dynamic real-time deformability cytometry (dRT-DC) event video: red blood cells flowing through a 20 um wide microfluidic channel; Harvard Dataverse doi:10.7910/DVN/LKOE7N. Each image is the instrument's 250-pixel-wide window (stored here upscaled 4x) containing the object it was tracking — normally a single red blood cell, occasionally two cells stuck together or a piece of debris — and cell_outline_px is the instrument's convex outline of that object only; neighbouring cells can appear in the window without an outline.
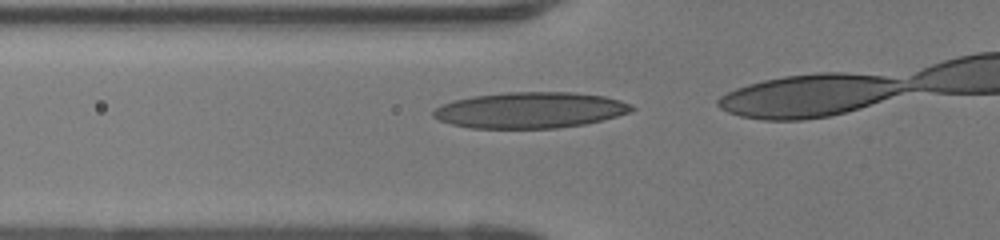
{"species": "human", "species_latin": "Homo sapiens", "temperature_condition": "room temperature", "stored_images_in_passage": 6, "camera_frame_rate_fps": 3000, "um_per_image_px": 0.085, "donor": {"sex": "female"}, "frame": {"image": 1, "passage_image": 2, "time_ms": 0.333, "image_size_px": [1000, 240], "cell_outline_px": [[636, 108], [628, 112], [616, 116], [584, 124], [556, 128], [472, 128], [452, 124], [440, 120], [432, 116], [432, 112], [440, 104], [452, 100], [472, 96], [508, 92], [572, 92], [604, 96], [620, 100], [632, 104]], "centroid_in_image_um": [45.03, 9.35], "position_along_channel_um": 80.8, "area_um2": 41.56}}
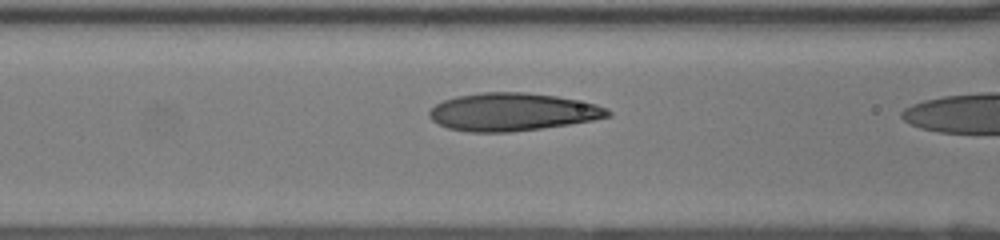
{"frame": {"image": 2, "passage_image": 5, "time_ms": 1.333, "image_size_px": [1000, 240], "cell_outline_px": [[612, 116], [592, 120], [568, 124], [512, 132], [468, 132], [448, 128], [432, 120], [428, 116], [428, 112], [436, 104], [444, 100], [456, 96], [484, 92], [524, 92], [556, 96], [596, 104], [608, 108], [612, 112]], "centroid_in_image_um": [43.55, 9.51], "position_along_channel_um": 123.0, "area_um2": 39.25}}